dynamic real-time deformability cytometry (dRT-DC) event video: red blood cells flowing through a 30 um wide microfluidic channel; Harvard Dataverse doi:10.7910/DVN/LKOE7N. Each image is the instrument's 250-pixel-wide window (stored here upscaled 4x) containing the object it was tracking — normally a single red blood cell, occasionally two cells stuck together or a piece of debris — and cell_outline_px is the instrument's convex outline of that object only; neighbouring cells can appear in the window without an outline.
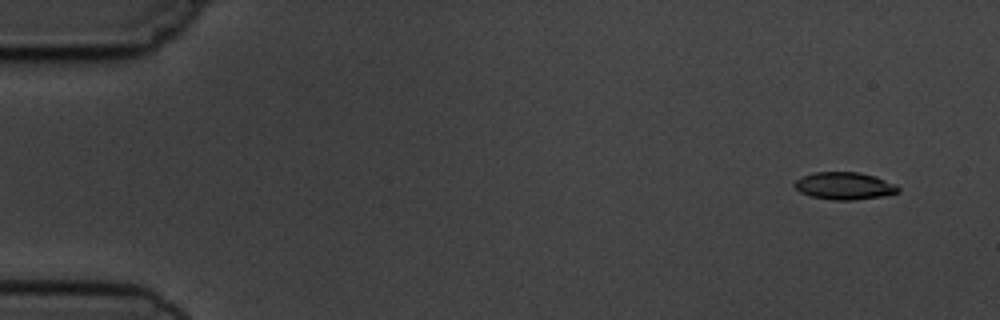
{"species": "common noctule bat (a hibernating species)", "species_latin": "Nyctalus noctula", "temperature_condition": "cold", "stored_images_in_passage": 5, "camera_frame_rate_fps": 3000, "um_per_image_px": 0.085, "animal": {"sex": "male", "body_mass_g": 19.5, "forearm_length_mm": 54.6}, "frame": {"image": 1, "passage_image": 1, "time_ms": 0.0, "image_size_px": [1000, 320], "cell_outline_px": [[900, 192], [884, 196], [852, 200], [832, 200], [812, 196], [800, 192], [792, 184], [796, 180], [804, 176], [816, 172], [860, 172], [876, 176], [896, 184], [900, 188]], "centroid_in_image_um": [71.82, 15.8], "position_along_channel_um": 13.2, "area_um2": 16.59}}
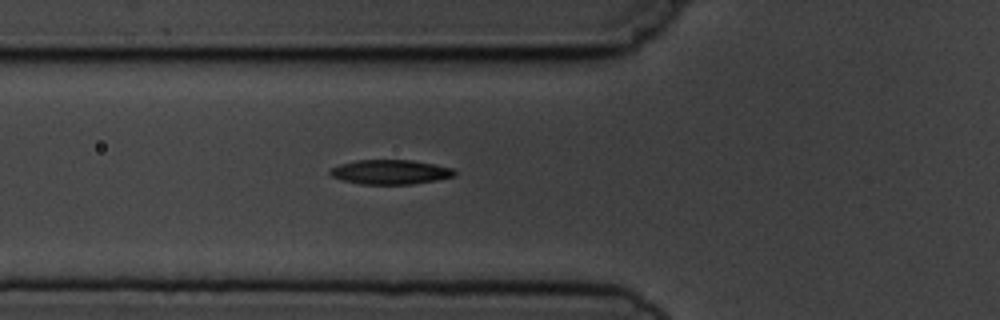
{"frame": {"image": 2, "passage_image": 5, "time_ms": 5.333, "image_size_px": [1000, 320], "cell_outline_px": [[456, 172], [452, 176], [436, 180], [412, 184], [360, 184], [344, 180], [332, 176], [328, 172], [332, 168], [340, 164], [356, 160], [412, 160], [452, 168]], "centroid_in_image_um": [33.15, 14.62], "position_along_channel_um": 92.6, "area_um2": 17.51}}